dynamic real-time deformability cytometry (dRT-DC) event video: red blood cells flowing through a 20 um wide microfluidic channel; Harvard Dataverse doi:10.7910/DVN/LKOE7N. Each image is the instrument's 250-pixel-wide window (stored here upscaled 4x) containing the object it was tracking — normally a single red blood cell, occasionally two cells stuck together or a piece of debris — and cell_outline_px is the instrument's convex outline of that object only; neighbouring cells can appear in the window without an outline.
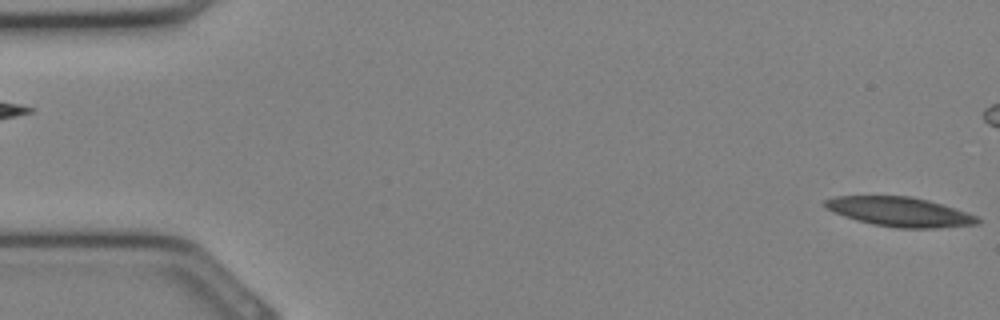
{"species": "Egyptian fruit bat (a non-hibernating species)", "species_latin": "Rousettus aegyptiacus", "temperature_condition": "cold", "stored_images_in_passage": 7, "camera_frame_rate_fps": 3000, "um_per_image_px": 0.085, "animal": {"sex": "female"}, "frame": {"image": 1, "passage_image": 1, "time_ms": 0.0, "image_size_px": [1000, 320], "cell_outline_px": [[980, 224], [940, 228], [896, 228], [872, 224], [856, 220], [844, 216], [824, 208], [820, 204], [824, 200], [836, 196], [912, 196], [928, 200], [956, 208], [976, 216], [980, 220]], "centroid_in_image_um": [76.46, 18.0], "position_along_channel_um": 8.5, "area_um2": 26.41}}